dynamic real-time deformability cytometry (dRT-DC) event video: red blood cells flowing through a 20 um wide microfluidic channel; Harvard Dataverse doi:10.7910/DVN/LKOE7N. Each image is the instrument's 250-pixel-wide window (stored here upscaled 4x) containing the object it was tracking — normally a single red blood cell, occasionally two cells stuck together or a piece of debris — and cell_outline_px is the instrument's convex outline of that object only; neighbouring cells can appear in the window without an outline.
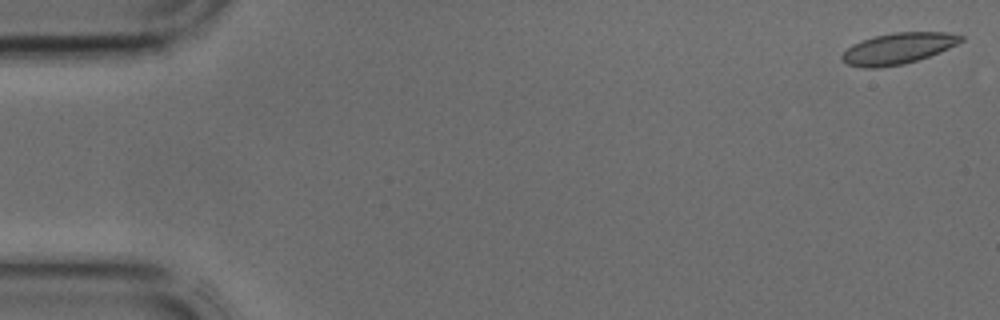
{"species": "common noctule bat (a hibernating species)", "species_latin": "Nyctalus noctula", "temperature_condition": "cold", "stored_images_in_passage": 43, "camera_frame_rate_fps": 3000, "um_per_image_px": 0.085, "animal": {"sex": "male", "body_mass_g": 17.9, "forearm_length_mm": 54.2}, "frame": {"image": 1, "passage_image": 1, "time_ms": 0.0, "image_size_px": [1000, 320], "cell_outline_px": [[964, 40], [940, 52], [904, 64], [876, 68], [864, 68], [848, 64], [840, 56], [852, 44], [860, 40], [872, 36], [892, 32], [948, 32], [964, 36]], "centroid_in_image_um": [76.33, 4.1], "position_along_channel_um": 8.7, "area_um2": 21.56}}
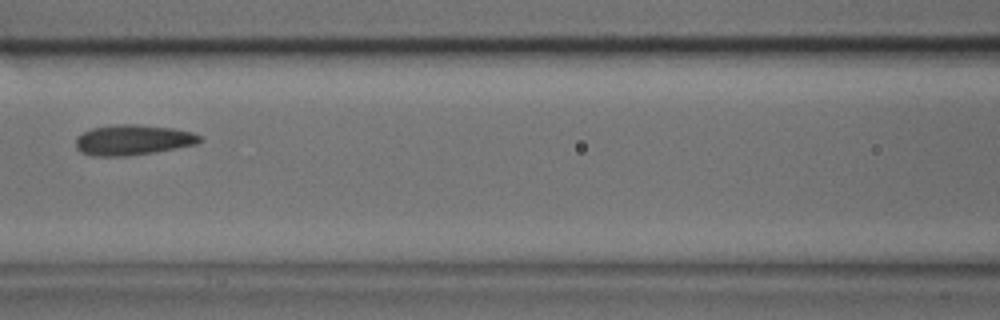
{"frame": {"image": 2, "passage_image": 19, "time_ms": 6.0, "image_size_px": [1000, 320], "cell_outline_px": [[204, 140], [196, 144], [156, 152], [128, 156], [92, 156], [80, 152], [76, 148], [76, 136], [92, 128], [120, 124], [136, 124], [172, 128], [192, 132], [200, 136]], "centroid_in_image_um": [11.29, 11.9], "position_along_channel_um": 155.3, "area_um2": 22.02}}
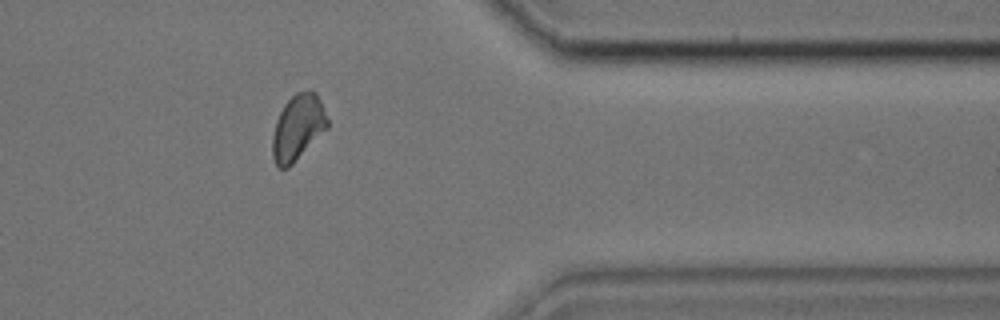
{"frame": {"image": 3, "passage_image": 35, "time_ms": 11.333, "image_size_px": [1000, 320], "cell_outline_px": [[328, 128], [288, 168], [280, 168], [276, 164], [272, 156], [272, 136], [276, 120], [284, 104], [296, 92], [308, 88], [312, 88], [316, 92], [320, 100], [328, 120]], "centroid_in_image_um": [25.32, 10.8], "position_along_channel_um": 386.1, "area_um2": 21.15}}